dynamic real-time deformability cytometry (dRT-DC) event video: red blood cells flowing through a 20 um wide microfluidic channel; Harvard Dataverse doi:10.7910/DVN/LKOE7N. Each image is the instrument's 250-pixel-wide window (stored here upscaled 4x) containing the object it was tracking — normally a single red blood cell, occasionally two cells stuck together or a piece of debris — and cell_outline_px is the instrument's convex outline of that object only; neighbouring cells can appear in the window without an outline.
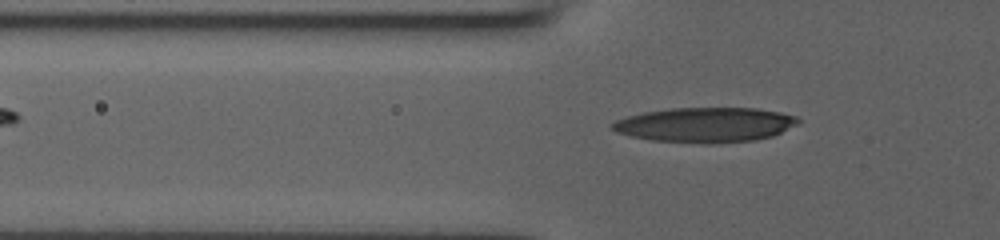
{"species": "human", "species_latin": "Homo sapiens", "temperature_condition": "room temperature", "stored_images_in_passage": 45, "camera_frame_rate_fps": 3000, "um_per_image_px": 0.085, "donor": {"sex": "male"}, "frame": {"image": 1, "passage_image": 12, "time_ms": 3.667, "image_size_px": [1000, 240], "cell_outline_px": [[800, 124], [772, 136], [756, 140], [712, 144], [704, 144], [652, 140], [632, 136], [616, 132], [612, 128], [612, 124], [616, 120], [628, 116], [644, 112], [672, 108], [756, 108], [780, 112], [796, 116], [800, 120]], "centroid_in_image_um": [60.0, 10.61], "position_along_channel_um": 65.8, "area_um2": 37.86}}
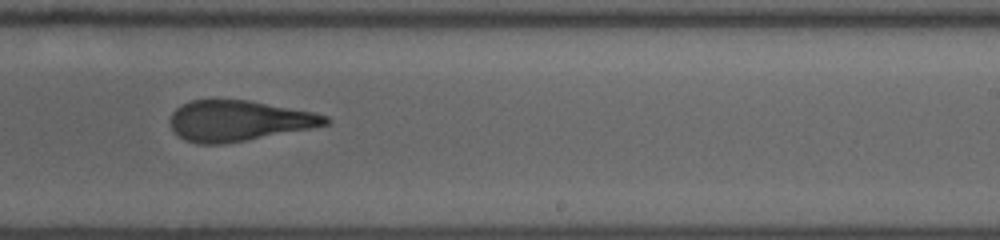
{"frame": {"image": 2, "passage_image": 27, "time_ms": 8.667, "image_size_px": [1000, 240], "cell_outline_px": [[332, 120], [328, 124], [308, 128], [224, 144], [196, 144], [184, 140], [172, 132], [168, 120], [172, 112], [176, 108], [192, 100], [248, 100], [312, 112], [328, 116]], "centroid_in_image_um": [20.21, 10.27], "position_along_channel_um": 268.8, "area_um2": 36.53}}
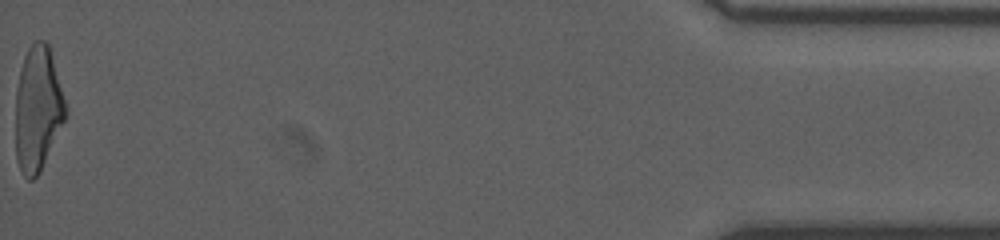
{"frame": {"image": 3, "passage_image": 45, "time_ms": 14.667, "image_size_px": [1000, 240], "cell_outline_px": [[68, 112], [40, 172], [32, 180], [28, 180], [24, 176], [16, 160], [16, 88], [20, 68], [24, 56], [28, 48], [36, 40], [44, 40], [48, 44], [68, 108]], "centroid_in_image_um": [3.21, 9.25], "position_along_channel_um": 432.0, "area_um2": 36.36}}